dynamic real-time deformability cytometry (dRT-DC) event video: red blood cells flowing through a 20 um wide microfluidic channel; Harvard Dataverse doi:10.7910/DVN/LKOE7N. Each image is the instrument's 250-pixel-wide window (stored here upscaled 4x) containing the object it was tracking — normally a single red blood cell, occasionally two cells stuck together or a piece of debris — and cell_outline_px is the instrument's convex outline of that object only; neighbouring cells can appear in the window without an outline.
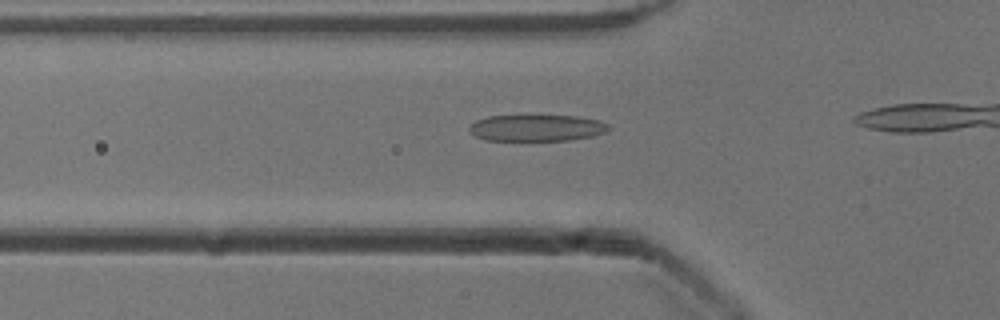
{"species": "common noctule bat (a hibernating species)", "species_latin": "Nyctalus noctula", "temperature_condition": "cold", "stored_images_in_passage": 17, "camera_frame_rate_fps": 3000, "um_per_image_px": 0.085, "animal": {"sex": "male", "body_mass_g": 13.3}, "frame": {"image": 1, "passage_image": 12, "time_ms": 3.667, "image_size_px": [1000, 320], "cell_outline_px": [[612, 128], [604, 132], [592, 136], [568, 140], [488, 140], [476, 136], [468, 128], [476, 120], [488, 116], [580, 116], [600, 120], [608, 124]], "centroid_in_image_um": [45.67, 10.86], "position_along_channel_um": 80.1, "area_um2": 21.33}}
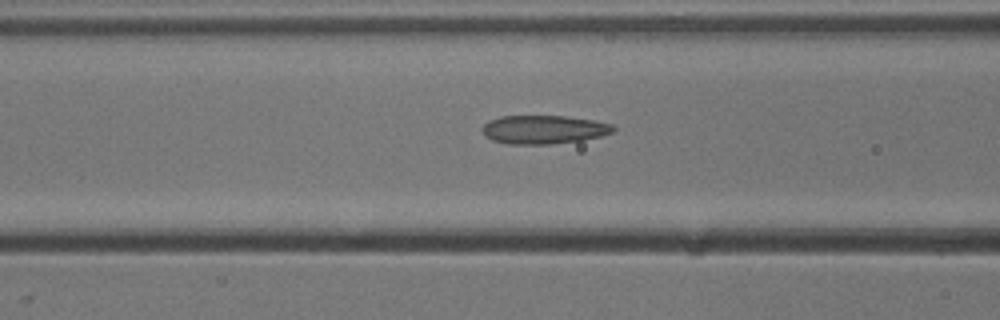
{"frame": {"image": 2, "passage_image": 15, "time_ms": 4.667, "image_size_px": [1000, 320], "cell_outline_px": [[616, 128], [612, 132], [600, 136], [580, 140], [548, 144], [508, 144], [492, 140], [484, 136], [480, 132], [480, 128], [488, 120], [500, 116], [564, 116], [592, 120], [612, 124]], "centroid_in_image_um": [46.14, 11.01], "position_along_channel_um": 120.5, "area_um2": 21.85}}